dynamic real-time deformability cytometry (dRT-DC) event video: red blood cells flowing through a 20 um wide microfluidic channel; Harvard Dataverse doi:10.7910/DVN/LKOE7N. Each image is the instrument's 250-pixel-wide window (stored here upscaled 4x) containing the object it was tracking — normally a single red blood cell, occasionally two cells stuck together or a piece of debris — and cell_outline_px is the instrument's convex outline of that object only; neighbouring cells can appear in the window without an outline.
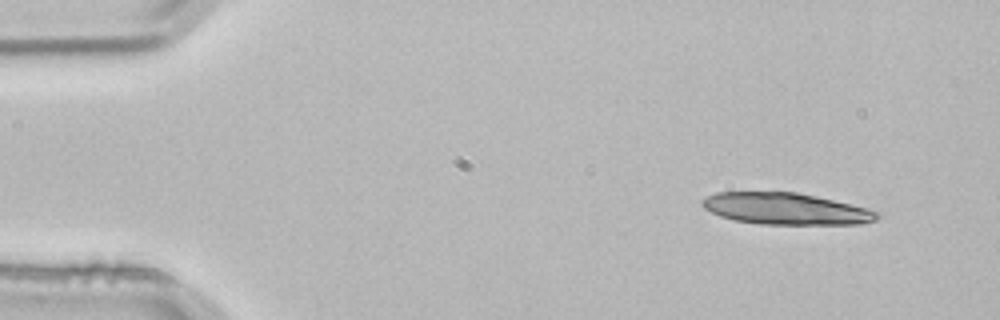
{"species": "common noctule bat (a hibernating species)", "species_latin": "Nyctalus noctula", "temperature_condition": "room temperature", "stored_images_in_passage": 4, "camera_frame_rate_fps": 3000, "um_per_image_px": 0.085, "animal": {"sex": "male", "body_mass_g": 21.5, "forearm_length_mm": 52.0}, "frame": {"image": 1, "passage_image": 1, "time_ms": 0.0, "image_size_px": [1000, 320], "cell_outline_px": [[880, 216], [876, 220], [860, 224], [760, 224], [736, 220], [720, 216], [704, 208], [700, 204], [700, 200], [716, 192], [796, 192], [816, 196], [868, 208], [880, 212]], "centroid_in_image_um": [66.8, 17.74], "position_along_channel_um": 18.2, "area_um2": 32.19}}